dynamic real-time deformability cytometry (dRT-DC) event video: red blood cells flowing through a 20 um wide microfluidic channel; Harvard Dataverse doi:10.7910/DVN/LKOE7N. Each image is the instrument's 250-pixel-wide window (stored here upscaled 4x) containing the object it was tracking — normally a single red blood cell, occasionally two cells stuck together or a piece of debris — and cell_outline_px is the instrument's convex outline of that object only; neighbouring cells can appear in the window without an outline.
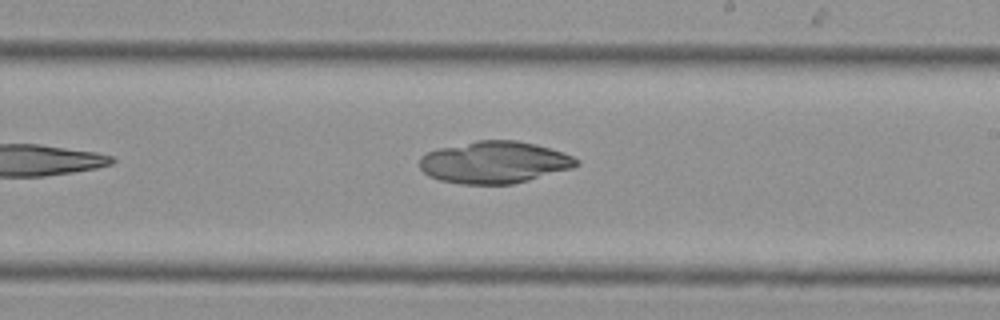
{"species": "Egyptian fruit bat (a non-hibernating species)", "species_latin": "Rousettus aegyptiacus", "temperature_condition": "cold", "stored_images_in_passage": 15, "camera_frame_rate_fps": 3000, "um_per_image_px": 0.085, "animal": {"sex": "female"}, "frame": {"image": 1, "passage_image": 15, "time_ms": 4.667, "image_size_px": [1000, 320], "cell_outline_px": [[580, 164], [572, 168], [528, 180], [512, 184], [460, 184], [440, 180], [428, 176], [420, 168], [420, 156], [428, 152], [440, 148], [476, 140], [516, 140], [536, 144], [572, 156], [580, 160]], "centroid_in_image_um": [42.01, 13.8], "position_along_channel_um": 247.0, "area_um2": 38.26}}